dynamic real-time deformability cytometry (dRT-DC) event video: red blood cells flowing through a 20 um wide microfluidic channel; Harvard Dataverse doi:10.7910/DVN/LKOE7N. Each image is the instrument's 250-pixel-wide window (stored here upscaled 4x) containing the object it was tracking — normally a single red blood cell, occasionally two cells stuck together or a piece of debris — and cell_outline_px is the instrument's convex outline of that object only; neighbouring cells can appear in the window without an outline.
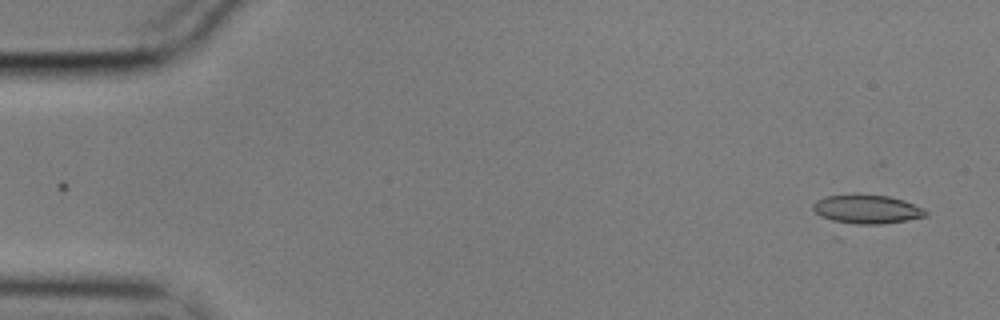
{"species": "common noctule bat (a hibernating species)", "species_latin": "Nyctalus noctula", "temperature_condition": "cold", "stored_images_in_passage": 55, "camera_frame_rate_fps": 3000, "um_per_image_px": 0.085, "animal": {"sex": "male", "body_mass_g": 17.9}, "frame": {"image": 1, "passage_image": 1, "time_ms": 0.0, "image_size_px": [1000, 320], "cell_outline_px": [[928, 216], [908, 220], [880, 224], [840, 224], [820, 216], [812, 208], [812, 204], [816, 200], [824, 196], [856, 192], [888, 196], [904, 200], [924, 208], [928, 212]], "centroid_in_image_um": [73.65, 17.76], "position_along_channel_um": 11.4, "area_um2": 19.77}}
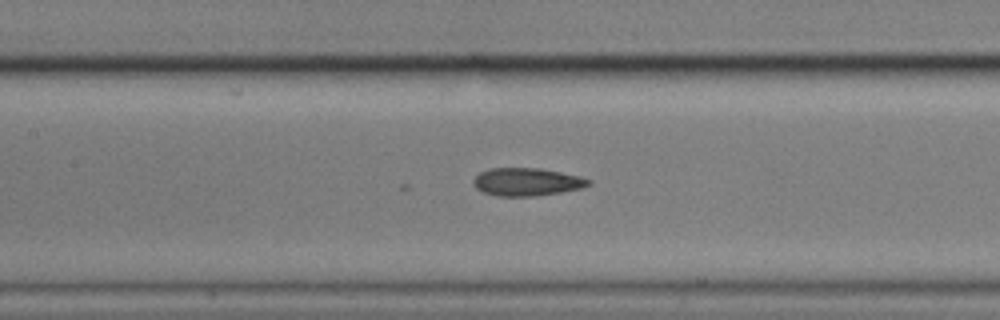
{"frame": {"image": 2, "passage_image": 24, "time_ms": 7.667, "image_size_px": [1000, 320], "cell_outline_px": [[592, 184], [584, 188], [536, 196], [496, 196], [484, 192], [476, 188], [472, 184], [472, 180], [480, 172], [488, 168], [540, 168], [580, 176], [592, 180]], "centroid_in_image_um": [44.79, 15.46], "position_along_channel_um": 162.6, "area_um2": 18.9}}
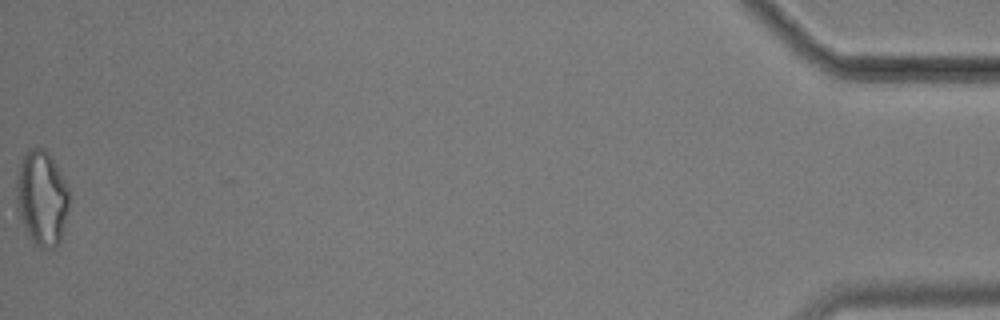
{"frame": {"image": 3, "passage_image": 55, "time_ms": 18.0, "image_size_px": [1000, 320], "cell_outline_px": [[68, 208], [60, 244], [56, 248], [40, 248], [32, 240], [20, 220], [16, 208], [16, 180], [20, 164], [24, 152], [28, 148], [36, 144], [44, 148], [48, 152], [56, 164], [68, 188]], "centroid_in_image_um": [3.53, 16.8], "position_along_channel_um": 431.7, "area_um2": 29.59}, "authors_computed_cell_mechanics": {"area_um2": 19.7676, "velocity_mm_per_s": 3.5412, "shape_relaxation_time_tau1_ms": null, "shape_relaxation_time_tau2_ms": 4.6324, "deformation_change_tau1": null, "deformation_change_tau2": 0.1207}}